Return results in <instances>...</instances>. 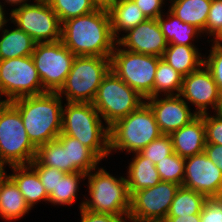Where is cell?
Masks as SVG:
<instances>
[{
  "label": "cell",
  "instance_id": "obj_1",
  "mask_svg": "<svg viewBox=\"0 0 222 222\" xmlns=\"http://www.w3.org/2000/svg\"><path fill=\"white\" fill-rule=\"evenodd\" d=\"M61 40L75 56L111 57L117 41L112 35L106 6L100 5L89 14L64 21Z\"/></svg>",
  "mask_w": 222,
  "mask_h": 222
},
{
  "label": "cell",
  "instance_id": "obj_2",
  "mask_svg": "<svg viewBox=\"0 0 222 222\" xmlns=\"http://www.w3.org/2000/svg\"><path fill=\"white\" fill-rule=\"evenodd\" d=\"M62 101L57 92H46L10 102L19 111L28 138L36 148L61 134Z\"/></svg>",
  "mask_w": 222,
  "mask_h": 222
},
{
  "label": "cell",
  "instance_id": "obj_3",
  "mask_svg": "<svg viewBox=\"0 0 222 222\" xmlns=\"http://www.w3.org/2000/svg\"><path fill=\"white\" fill-rule=\"evenodd\" d=\"M102 122L92 103L66 102L62 112L61 133L76 138L102 160L110 154L109 127Z\"/></svg>",
  "mask_w": 222,
  "mask_h": 222
},
{
  "label": "cell",
  "instance_id": "obj_4",
  "mask_svg": "<svg viewBox=\"0 0 222 222\" xmlns=\"http://www.w3.org/2000/svg\"><path fill=\"white\" fill-rule=\"evenodd\" d=\"M162 135L149 105L144 102L128 116L109 127V153L140 152L150 142Z\"/></svg>",
  "mask_w": 222,
  "mask_h": 222
},
{
  "label": "cell",
  "instance_id": "obj_5",
  "mask_svg": "<svg viewBox=\"0 0 222 222\" xmlns=\"http://www.w3.org/2000/svg\"><path fill=\"white\" fill-rule=\"evenodd\" d=\"M110 70V57L76 56L64 85L57 93L70 103H92Z\"/></svg>",
  "mask_w": 222,
  "mask_h": 222
},
{
  "label": "cell",
  "instance_id": "obj_6",
  "mask_svg": "<svg viewBox=\"0 0 222 222\" xmlns=\"http://www.w3.org/2000/svg\"><path fill=\"white\" fill-rule=\"evenodd\" d=\"M96 169L86 174L88 196L91 198L86 199L85 197V201H82L79 208L83 207L98 213L129 214L131 196L126 177L115 178L104 168Z\"/></svg>",
  "mask_w": 222,
  "mask_h": 222
},
{
  "label": "cell",
  "instance_id": "obj_7",
  "mask_svg": "<svg viewBox=\"0 0 222 222\" xmlns=\"http://www.w3.org/2000/svg\"><path fill=\"white\" fill-rule=\"evenodd\" d=\"M19 111L10 102H0V157L8 164L29 165L36 155Z\"/></svg>",
  "mask_w": 222,
  "mask_h": 222
},
{
  "label": "cell",
  "instance_id": "obj_8",
  "mask_svg": "<svg viewBox=\"0 0 222 222\" xmlns=\"http://www.w3.org/2000/svg\"><path fill=\"white\" fill-rule=\"evenodd\" d=\"M144 102L145 99L142 96L110 70L98 87L92 104L105 125L110 127Z\"/></svg>",
  "mask_w": 222,
  "mask_h": 222
},
{
  "label": "cell",
  "instance_id": "obj_9",
  "mask_svg": "<svg viewBox=\"0 0 222 222\" xmlns=\"http://www.w3.org/2000/svg\"><path fill=\"white\" fill-rule=\"evenodd\" d=\"M160 57L127 51L117 43L111 54V70L144 99L153 97Z\"/></svg>",
  "mask_w": 222,
  "mask_h": 222
},
{
  "label": "cell",
  "instance_id": "obj_10",
  "mask_svg": "<svg viewBox=\"0 0 222 222\" xmlns=\"http://www.w3.org/2000/svg\"><path fill=\"white\" fill-rule=\"evenodd\" d=\"M43 93L46 91L43 89L32 55L0 60V96H6V99L0 102H11Z\"/></svg>",
  "mask_w": 222,
  "mask_h": 222
},
{
  "label": "cell",
  "instance_id": "obj_11",
  "mask_svg": "<svg viewBox=\"0 0 222 222\" xmlns=\"http://www.w3.org/2000/svg\"><path fill=\"white\" fill-rule=\"evenodd\" d=\"M10 21L36 43L61 40L62 24L46 0H37L35 3L13 8L10 11Z\"/></svg>",
  "mask_w": 222,
  "mask_h": 222
},
{
  "label": "cell",
  "instance_id": "obj_12",
  "mask_svg": "<svg viewBox=\"0 0 222 222\" xmlns=\"http://www.w3.org/2000/svg\"><path fill=\"white\" fill-rule=\"evenodd\" d=\"M76 56L63 44L36 43L32 59L46 92H58L64 85Z\"/></svg>",
  "mask_w": 222,
  "mask_h": 222
},
{
  "label": "cell",
  "instance_id": "obj_13",
  "mask_svg": "<svg viewBox=\"0 0 222 222\" xmlns=\"http://www.w3.org/2000/svg\"><path fill=\"white\" fill-rule=\"evenodd\" d=\"M179 187L173 182L160 181L134 192L130 197L131 222H163Z\"/></svg>",
  "mask_w": 222,
  "mask_h": 222
},
{
  "label": "cell",
  "instance_id": "obj_14",
  "mask_svg": "<svg viewBox=\"0 0 222 222\" xmlns=\"http://www.w3.org/2000/svg\"><path fill=\"white\" fill-rule=\"evenodd\" d=\"M182 187L203 194L207 198L222 196V172L205 154L185 158Z\"/></svg>",
  "mask_w": 222,
  "mask_h": 222
},
{
  "label": "cell",
  "instance_id": "obj_15",
  "mask_svg": "<svg viewBox=\"0 0 222 222\" xmlns=\"http://www.w3.org/2000/svg\"><path fill=\"white\" fill-rule=\"evenodd\" d=\"M180 96L187 104L195 105L197 115H203L208 113L210 107L216 110L221 92L203 64L198 70L183 77Z\"/></svg>",
  "mask_w": 222,
  "mask_h": 222
},
{
  "label": "cell",
  "instance_id": "obj_16",
  "mask_svg": "<svg viewBox=\"0 0 222 222\" xmlns=\"http://www.w3.org/2000/svg\"><path fill=\"white\" fill-rule=\"evenodd\" d=\"M145 100L154 113L161 133L165 135L177 131L197 116L180 95L156 96Z\"/></svg>",
  "mask_w": 222,
  "mask_h": 222
},
{
  "label": "cell",
  "instance_id": "obj_17",
  "mask_svg": "<svg viewBox=\"0 0 222 222\" xmlns=\"http://www.w3.org/2000/svg\"><path fill=\"white\" fill-rule=\"evenodd\" d=\"M117 44L123 49L140 54L153 55L162 58L168 47L157 19H147L122 34Z\"/></svg>",
  "mask_w": 222,
  "mask_h": 222
},
{
  "label": "cell",
  "instance_id": "obj_18",
  "mask_svg": "<svg viewBox=\"0 0 222 222\" xmlns=\"http://www.w3.org/2000/svg\"><path fill=\"white\" fill-rule=\"evenodd\" d=\"M173 151L182 158L204 152L206 145L203 115H197L188 124L170 134Z\"/></svg>",
  "mask_w": 222,
  "mask_h": 222
},
{
  "label": "cell",
  "instance_id": "obj_19",
  "mask_svg": "<svg viewBox=\"0 0 222 222\" xmlns=\"http://www.w3.org/2000/svg\"><path fill=\"white\" fill-rule=\"evenodd\" d=\"M105 6L110 18L112 35L116 41L121 32L126 33L148 19L134 0H111Z\"/></svg>",
  "mask_w": 222,
  "mask_h": 222
},
{
  "label": "cell",
  "instance_id": "obj_20",
  "mask_svg": "<svg viewBox=\"0 0 222 222\" xmlns=\"http://www.w3.org/2000/svg\"><path fill=\"white\" fill-rule=\"evenodd\" d=\"M13 170L9 177L21 191L27 205L32 208L37 202L48 201L49 195L42 185L38 173L30 165L9 166Z\"/></svg>",
  "mask_w": 222,
  "mask_h": 222
},
{
  "label": "cell",
  "instance_id": "obj_21",
  "mask_svg": "<svg viewBox=\"0 0 222 222\" xmlns=\"http://www.w3.org/2000/svg\"><path fill=\"white\" fill-rule=\"evenodd\" d=\"M56 140L62 146H67L68 173L88 174L100 164L101 159L76 138L61 133Z\"/></svg>",
  "mask_w": 222,
  "mask_h": 222
},
{
  "label": "cell",
  "instance_id": "obj_22",
  "mask_svg": "<svg viewBox=\"0 0 222 222\" xmlns=\"http://www.w3.org/2000/svg\"><path fill=\"white\" fill-rule=\"evenodd\" d=\"M133 154L134 157L129 163L126 176L130 196L141 189L153 187L161 181L152 160L142 156L139 152Z\"/></svg>",
  "mask_w": 222,
  "mask_h": 222
},
{
  "label": "cell",
  "instance_id": "obj_23",
  "mask_svg": "<svg viewBox=\"0 0 222 222\" xmlns=\"http://www.w3.org/2000/svg\"><path fill=\"white\" fill-rule=\"evenodd\" d=\"M166 14L163 13L157 20L168 44L196 47L192 41L200 37L203 34L202 31L194 25L182 22L169 9Z\"/></svg>",
  "mask_w": 222,
  "mask_h": 222
},
{
  "label": "cell",
  "instance_id": "obj_24",
  "mask_svg": "<svg viewBox=\"0 0 222 222\" xmlns=\"http://www.w3.org/2000/svg\"><path fill=\"white\" fill-rule=\"evenodd\" d=\"M198 49L193 46L168 44L162 59L185 77L204 64V56Z\"/></svg>",
  "mask_w": 222,
  "mask_h": 222
},
{
  "label": "cell",
  "instance_id": "obj_25",
  "mask_svg": "<svg viewBox=\"0 0 222 222\" xmlns=\"http://www.w3.org/2000/svg\"><path fill=\"white\" fill-rule=\"evenodd\" d=\"M1 31L0 60L32 55L36 42L26 32L17 27Z\"/></svg>",
  "mask_w": 222,
  "mask_h": 222
},
{
  "label": "cell",
  "instance_id": "obj_26",
  "mask_svg": "<svg viewBox=\"0 0 222 222\" xmlns=\"http://www.w3.org/2000/svg\"><path fill=\"white\" fill-rule=\"evenodd\" d=\"M169 10L182 22L196 26L205 33L212 0H169Z\"/></svg>",
  "mask_w": 222,
  "mask_h": 222
},
{
  "label": "cell",
  "instance_id": "obj_27",
  "mask_svg": "<svg viewBox=\"0 0 222 222\" xmlns=\"http://www.w3.org/2000/svg\"><path fill=\"white\" fill-rule=\"evenodd\" d=\"M30 210L18 186L9 177L0 193V218L6 221L18 220Z\"/></svg>",
  "mask_w": 222,
  "mask_h": 222
},
{
  "label": "cell",
  "instance_id": "obj_28",
  "mask_svg": "<svg viewBox=\"0 0 222 222\" xmlns=\"http://www.w3.org/2000/svg\"><path fill=\"white\" fill-rule=\"evenodd\" d=\"M206 199L207 197L203 194L180 186L171 203L167 217L200 214Z\"/></svg>",
  "mask_w": 222,
  "mask_h": 222
},
{
  "label": "cell",
  "instance_id": "obj_29",
  "mask_svg": "<svg viewBox=\"0 0 222 222\" xmlns=\"http://www.w3.org/2000/svg\"><path fill=\"white\" fill-rule=\"evenodd\" d=\"M183 76L164 59L158 61L153 84V97L163 95H180Z\"/></svg>",
  "mask_w": 222,
  "mask_h": 222
},
{
  "label": "cell",
  "instance_id": "obj_30",
  "mask_svg": "<svg viewBox=\"0 0 222 222\" xmlns=\"http://www.w3.org/2000/svg\"><path fill=\"white\" fill-rule=\"evenodd\" d=\"M87 179L85 173H65L59 178L56 188L49 194L48 202L54 205H72L77 199L79 184Z\"/></svg>",
  "mask_w": 222,
  "mask_h": 222
},
{
  "label": "cell",
  "instance_id": "obj_31",
  "mask_svg": "<svg viewBox=\"0 0 222 222\" xmlns=\"http://www.w3.org/2000/svg\"><path fill=\"white\" fill-rule=\"evenodd\" d=\"M30 164H42L68 173L67 146H62L56 139L38 146Z\"/></svg>",
  "mask_w": 222,
  "mask_h": 222
},
{
  "label": "cell",
  "instance_id": "obj_32",
  "mask_svg": "<svg viewBox=\"0 0 222 222\" xmlns=\"http://www.w3.org/2000/svg\"><path fill=\"white\" fill-rule=\"evenodd\" d=\"M59 18L60 23L86 15L96 10L101 4L97 0H46Z\"/></svg>",
  "mask_w": 222,
  "mask_h": 222
},
{
  "label": "cell",
  "instance_id": "obj_33",
  "mask_svg": "<svg viewBox=\"0 0 222 222\" xmlns=\"http://www.w3.org/2000/svg\"><path fill=\"white\" fill-rule=\"evenodd\" d=\"M156 169L159 173L161 181L173 182L180 186L183 184L185 158L180 157L176 153L165 157L162 161H158Z\"/></svg>",
  "mask_w": 222,
  "mask_h": 222
},
{
  "label": "cell",
  "instance_id": "obj_34",
  "mask_svg": "<svg viewBox=\"0 0 222 222\" xmlns=\"http://www.w3.org/2000/svg\"><path fill=\"white\" fill-rule=\"evenodd\" d=\"M173 145L170 135L162 134L159 138L150 142L139 153L152 160L156 165L158 161H162L165 157L173 153Z\"/></svg>",
  "mask_w": 222,
  "mask_h": 222
},
{
  "label": "cell",
  "instance_id": "obj_35",
  "mask_svg": "<svg viewBox=\"0 0 222 222\" xmlns=\"http://www.w3.org/2000/svg\"><path fill=\"white\" fill-rule=\"evenodd\" d=\"M209 51L210 53L208 56L203 55L204 66L212 74V77L222 94V45L213 41Z\"/></svg>",
  "mask_w": 222,
  "mask_h": 222
},
{
  "label": "cell",
  "instance_id": "obj_36",
  "mask_svg": "<svg viewBox=\"0 0 222 222\" xmlns=\"http://www.w3.org/2000/svg\"><path fill=\"white\" fill-rule=\"evenodd\" d=\"M205 34L217 42L222 37V0H212L205 26Z\"/></svg>",
  "mask_w": 222,
  "mask_h": 222
},
{
  "label": "cell",
  "instance_id": "obj_37",
  "mask_svg": "<svg viewBox=\"0 0 222 222\" xmlns=\"http://www.w3.org/2000/svg\"><path fill=\"white\" fill-rule=\"evenodd\" d=\"M37 173L42 185L49 195L56 188L59 178L64 176L65 172L56 168L43 166L42 164H29Z\"/></svg>",
  "mask_w": 222,
  "mask_h": 222
},
{
  "label": "cell",
  "instance_id": "obj_38",
  "mask_svg": "<svg viewBox=\"0 0 222 222\" xmlns=\"http://www.w3.org/2000/svg\"><path fill=\"white\" fill-rule=\"evenodd\" d=\"M206 144L222 145V117L203 114Z\"/></svg>",
  "mask_w": 222,
  "mask_h": 222
},
{
  "label": "cell",
  "instance_id": "obj_39",
  "mask_svg": "<svg viewBox=\"0 0 222 222\" xmlns=\"http://www.w3.org/2000/svg\"><path fill=\"white\" fill-rule=\"evenodd\" d=\"M201 222H222V197L207 198L200 213Z\"/></svg>",
  "mask_w": 222,
  "mask_h": 222
},
{
  "label": "cell",
  "instance_id": "obj_40",
  "mask_svg": "<svg viewBox=\"0 0 222 222\" xmlns=\"http://www.w3.org/2000/svg\"><path fill=\"white\" fill-rule=\"evenodd\" d=\"M81 222H131L129 214L98 213L80 208Z\"/></svg>",
  "mask_w": 222,
  "mask_h": 222
},
{
  "label": "cell",
  "instance_id": "obj_41",
  "mask_svg": "<svg viewBox=\"0 0 222 222\" xmlns=\"http://www.w3.org/2000/svg\"><path fill=\"white\" fill-rule=\"evenodd\" d=\"M148 19H157L163 14L162 5L165 0H134Z\"/></svg>",
  "mask_w": 222,
  "mask_h": 222
},
{
  "label": "cell",
  "instance_id": "obj_42",
  "mask_svg": "<svg viewBox=\"0 0 222 222\" xmlns=\"http://www.w3.org/2000/svg\"><path fill=\"white\" fill-rule=\"evenodd\" d=\"M204 152L222 172V145L206 144Z\"/></svg>",
  "mask_w": 222,
  "mask_h": 222
},
{
  "label": "cell",
  "instance_id": "obj_43",
  "mask_svg": "<svg viewBox=\"0 0 222 222\" xmlns=\"http://www.w3.org/2000/svg\"><path fill=\"white\" fill-rule=\"evenodd\" d=\"M163 222H201L200 214H193L178 217H166Z\"/></svg>",
  "mask_w": 222,
  "mask_h": 222
},
{
  "label": "cell",
  "instance_id": "obj_44",
  "mask_svg": "<svg viewBox=\"0 0 222 222\" xmlns=\"http://www.w3.org/2000/svg\"><path fill=\"white\" fill-rule=\"evenodd\" d=\"M4 5L1 4L0 2V31L3 29L4 26H6L7 22L10 19H6L7 17L5 16V11H4Z\"/></svg>",
  "mask_w": 222,
  "mask_h": 222
},
{
  "label": "cell",
  "instance_id": "obj_45",
  "mask_svg": "<svg viewBox=\"0 0 222 222\" xmlns=\"http://www.w3.org/2000/svg\"><path fill=\"white\" fill-rule=\"evenodd\" d=\"M37 0H34V2ZM7 2V5H12V6H21L25 4H30L28 3V0H5Z\"/></svg>",
  "mask_w": 222,
  "mask_h": 222
},
{
  "label": "cell",
  "instance_id": "obj_46",
  "mask_svg": "<svg viewBox=\"0 0 222 222\" xmlns=\"http://www.w3.org/2000/svg\"><path fill=\"white\" fill-rule=\"evenodd\" d=\"M9 178V175H7L6 172L4 173H0V193H1V190L3 188V184L4 182Z\"/></svg>",
  "mask_w": 222,
  "mask_h": 222
},
{
  "label": "cell",
  "instance_id": "obj_47",
  "mask_svg": "<svg viewBox=\"0 0 222 222\" xmlns=\"http://www.w3.org/2000/svg\"><path fill=\"white\" fill-rule=\"evenodd\" d=\"M214 112L219 117H222V94H221V97L219 99L218 106H217V108H216V110Z\"/></svg>",
  "mask_w": 222,
  "mask_h": 222
},
{
  "label": "cell",
  "instance_id": "obj_48",
  "mask_svg": "<svg viewBox=\"0 0 222 222\" xmlns=\"http://www.w3.org/2000/svg\"><path fill=\"white\" fill-rule=\"evenodd\" d=\"M4 165L6 166V163L0 157V173L5 172V166Z\"/></svg>",
  "mask_w": 222,
  "mask_h": 222
},
{
  "label": "cell",
  "instance_id": "obj_49",
  "mask_svg": "<svg viewBox=\"0 0 222 222\" xmlns=\"http://www.w3.org/2000/svg\"><path fill=\"white\" fill-rule=\"evenodd\" d=\"M101 5H106L109 3L111 0H97Z\"/></svg>",
  "mask_w": 222,
  "mask_h": 222
},
{
  "label": "cell",
  "instance_id": "obj_50",
  "mask_svg": "<svg viewBox=\"0 0 222 222\" xmlns=\"http://www.w3.org/2000/svg\"><path fill=\"white\" fill-rule=\"evenodd\" d=\"M217 42L222 45V37Z\"/></svg>",
  "mask_w": 222,
  "mask_h": 222
}]
</instances>
